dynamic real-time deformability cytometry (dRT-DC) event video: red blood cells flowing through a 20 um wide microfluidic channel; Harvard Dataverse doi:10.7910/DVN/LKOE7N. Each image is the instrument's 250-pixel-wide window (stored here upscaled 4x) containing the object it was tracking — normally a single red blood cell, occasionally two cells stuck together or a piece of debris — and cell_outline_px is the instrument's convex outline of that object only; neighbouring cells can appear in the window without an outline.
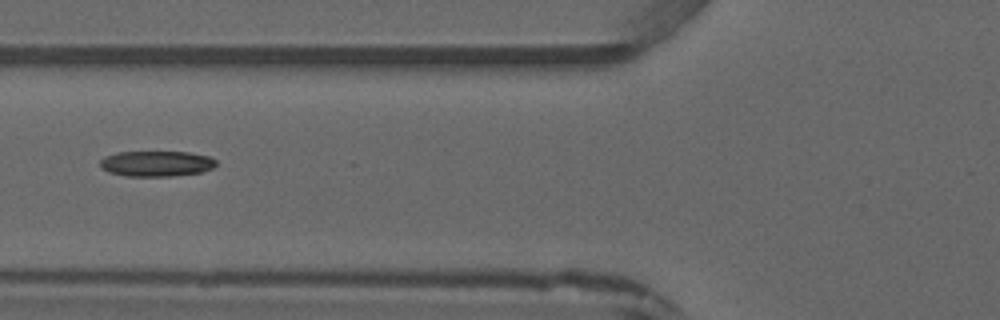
{"species": "common noctule bat (a hibernating species)", "species_latin": "Nyctalus noctula", "temperature_condition": "warm", "stored_images_in_passage": 3, "camera_frame_rate_fps": 3000, "um_per_image_px": 0.085, "animal": {"sex": "male", "forearm_length_mm": 52.5}, "frame": {"image": 1, "passage_image": 3, "time_ms": 3.0, "image_size_px": [1000, 320], "cell_outline_px": [[216, 164], [212, 168], [200, 172], [172, 176], [128, 176], [108, 172], [100, 168], [100, 160], [104, 156], [116, 152], [188, 152], [212, 156], [216, 160]], "centroid_in_image_um": [13.28, 13.9], "position_along_channel_um": 112.5, "area_um2": 17.4}}